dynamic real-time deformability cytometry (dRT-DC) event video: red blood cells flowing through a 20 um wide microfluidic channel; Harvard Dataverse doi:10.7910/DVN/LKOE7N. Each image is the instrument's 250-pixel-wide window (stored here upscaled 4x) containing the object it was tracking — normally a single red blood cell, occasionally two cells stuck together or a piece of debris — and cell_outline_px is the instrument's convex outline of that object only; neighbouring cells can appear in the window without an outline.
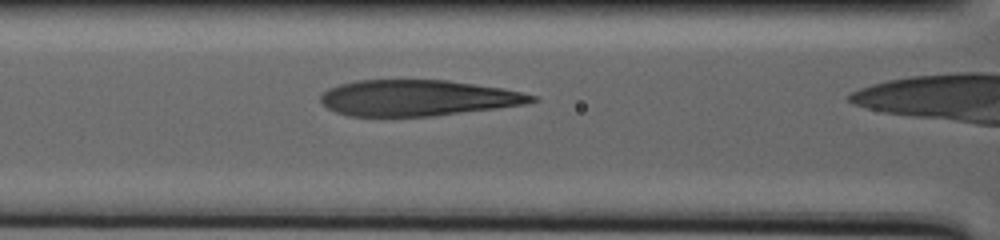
{"species": "human", "species_latin": "Homo sapiens", "temperature_condition": "warm", "stored_images_in_passage": 15, "camera_frame_rate_fps": 3000, "um_per_image_px": 0.085, "donor": {"sex": "male"}, "frame": {"image": 1, "passage_image": 4, "time_ms": 2.333, "image_size_px": [1000, 240], "cell_outline_px": [[540, 100], [528, 104], [432, 116], [348, 116], [336, 112], [328, 108], [320, 100], [320, 96], [328, 88], [340, 84], [356, 80], [448, 80], [504, 88], [536, 96]], "centroid_in_image_um": [35.52, 8.32], "position_along_channel_um": 131.1, "area_um2": 44.27}}
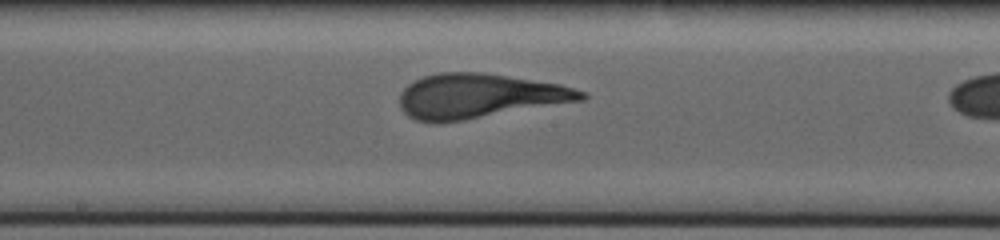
{"frame": {"image": 2, "passage_image": 10, "time_ms": 6.667, "image_size_px": [1000, 240], "cell_outline_px": [[588, 96], [584, 100], [440, 124], [436, 124], [416, 120], [408, 116], [400, 108], [400, 92], [408, 84], [424, 76], [440, 72], [480, 72], [560, 84], [588, 92]], "centroid_in_image_um": [40.72, 8.17], "position_along_channel_um": 207.5, "area_um2": 47.28}}
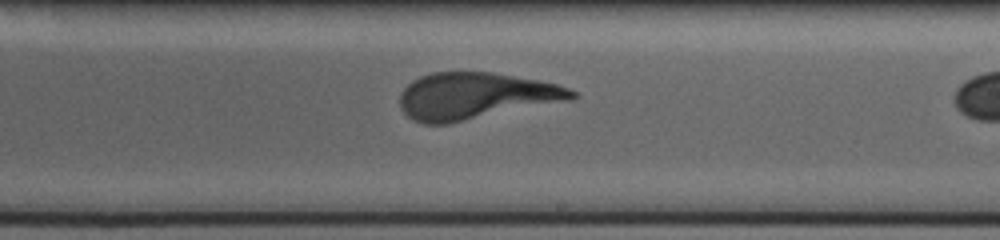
{"frame": {"image": 3, "passage_image": 13, "time_ms": 9.0, "image_size_px": [1000, 240], "cell_outline_px": [[576, 96], [572, 100], [448, 124], [424, 124], [412, 120], [400, 108], [400, 92], [412, 80], [420, 76], [432, 72], [488, 72], [536, 80], [556, 84], [568, 88], [576, 92]], "centroid_in_image_um": [40.37, 8.17], "position_along_channel_um": 248.6, "area_um2": 46.76}}